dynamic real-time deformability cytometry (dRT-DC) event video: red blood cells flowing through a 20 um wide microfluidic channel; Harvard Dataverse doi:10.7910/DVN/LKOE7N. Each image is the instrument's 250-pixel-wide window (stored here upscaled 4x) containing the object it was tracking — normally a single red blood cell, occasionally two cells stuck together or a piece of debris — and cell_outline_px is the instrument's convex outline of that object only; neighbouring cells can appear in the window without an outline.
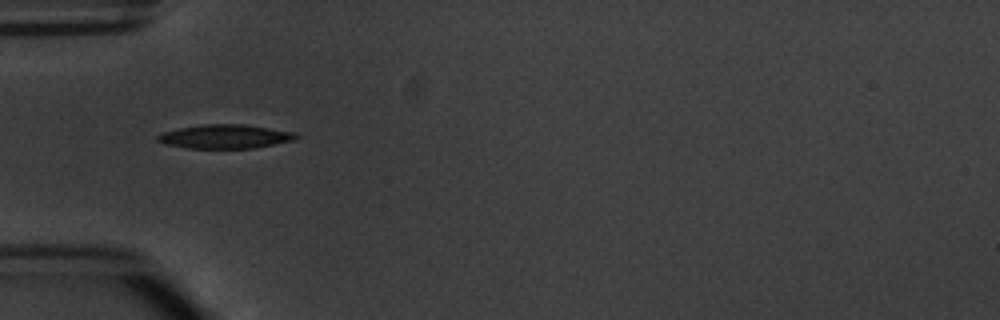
{"species": "common noctule bat (a hibernating species)", "species_latin": "Nyctalus noctula", "temperature_condition": "warm", "stored_images_in_passage": 7, "camera_frame_rate_fps": 3000, "um_per_image_px": 0.085, "animal": {"sex": "male", "body_mass_g": 20.1, "forearm_length_mm": 53.5}, "frame": {"image": 1, "passage_image": 4, "time_ms": 3.667, "image_size_px": [1000, 320], "cell_outline_px": [[300, 136], [296, 140], [252, 148], [188, 148], [164, 144], [156, 140], [156, 136], [160, 132], [180, 128], [204, 124], [244, 124], [296, 132]], "centroid_in_image_um": [19.14, 11.6], "position_along_channel_um": 65.9, "area_um2": 19.42}}
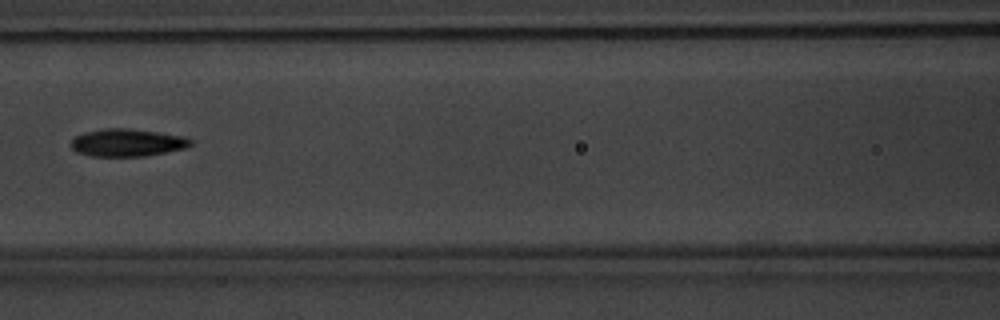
{"frame": {"image": 2, "passage_image": 6, "time_ms": 6.0, "image_size_px": [1000, 320], "cell_outline_px": [[192, 144], [188, 148], [144, 156], [92, 156], [76, 152], [72, 148], [72, 140], [76, 136], [84, 132], [104, 128], [128, 128], [160, 132], [184, 136], [192, 140]], "centroid_in_image_um": [10.85, 12.12], "position_along_channel_um": 155.8, "area_um2": 19.31}}
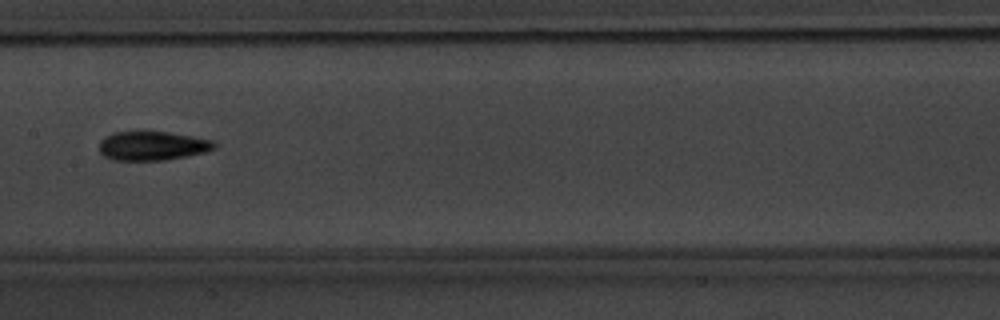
{"frame": {"image": 3, "passage_image": 7, "time_ms": 7.0, "image_size_px": [1000, 320], "cell_outline_px": [[216, 148], [204, 152], [164, 160], [112, 160], [104, 156], [100, 152], [100, 140], [104, 136], [112, 132], [168, 132], [192, 136], [212, 140], [216, 144]], "centroid_in_image_um": [12.92, 12.39], "position_along_channel_um": 194.5, "area_um2": 19.36}}